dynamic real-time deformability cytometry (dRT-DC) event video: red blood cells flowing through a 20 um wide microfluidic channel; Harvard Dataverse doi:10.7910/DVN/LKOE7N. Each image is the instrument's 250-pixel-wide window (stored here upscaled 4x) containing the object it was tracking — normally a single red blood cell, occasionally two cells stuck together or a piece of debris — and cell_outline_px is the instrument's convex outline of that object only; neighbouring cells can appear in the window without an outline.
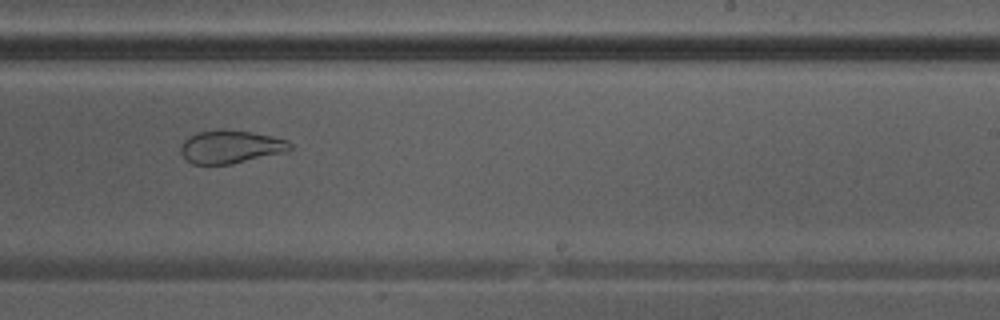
{"species": "Egyptian fruit bat (a non-hibernating species)", "species_latin": "Rousettus aegyptiacus", "temperature_condition": "warm", "stored_images_in_passage": 28, "camera_frame_rate_fps": 3000, "um_per_image_px": 0.085, "animal": {"sex": "male"}, "frame": {"image": 1, "passage_image": 16, "time_ms": 5.0, "image_size_px": [1000, 320], "cell_outline_px": [[292, 148], [284, 152], [232, 164], [192, 164], [180, 152], [180, 144], [188, 136], [196, 132], [216, 128], [220, 128], [252, 132], [288, 140], [292, 144]], "centroid_in_image_um": [19.56, 12.45], "position_along_channel_um": 269.4, "area_um2": 21.27}}